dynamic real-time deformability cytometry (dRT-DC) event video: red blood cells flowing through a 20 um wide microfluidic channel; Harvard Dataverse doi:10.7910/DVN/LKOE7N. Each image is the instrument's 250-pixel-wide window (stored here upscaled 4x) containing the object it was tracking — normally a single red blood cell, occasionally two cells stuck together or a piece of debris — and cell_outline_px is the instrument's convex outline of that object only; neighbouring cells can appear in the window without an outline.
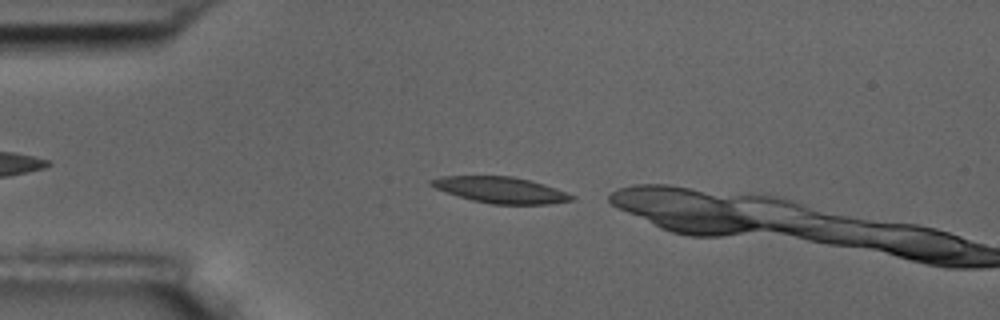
{"species": "common noctule bat (a hibernating species)", "species_latin": "Nyctalus noctula", "temperature_condition": "room temperature", "stored_images_in_passage": 3, "camera_frame_rate_fps": 3000, "um_per_image_px": 0.085, "animal": {"sex": "male", "body_mass_g": 17.5, "forearm_length_mm": 52.3}, "frame": {"image": 1, "passage_image": 3, "time_ms": 2.333, "image_size_px": [1000, 320], "cell_outline_px": [[576, 200], [548, 204], [492, 204], [472, 200], [444, 192], [428, 184], [428, 180], [440, 176], [512, 176], [544, 184], [556, 188], [576, 196]], "centroid_in_image_um": [42.55, 16.14], "position_along_channel_um": 42.4, "area_um2": 21.5}}